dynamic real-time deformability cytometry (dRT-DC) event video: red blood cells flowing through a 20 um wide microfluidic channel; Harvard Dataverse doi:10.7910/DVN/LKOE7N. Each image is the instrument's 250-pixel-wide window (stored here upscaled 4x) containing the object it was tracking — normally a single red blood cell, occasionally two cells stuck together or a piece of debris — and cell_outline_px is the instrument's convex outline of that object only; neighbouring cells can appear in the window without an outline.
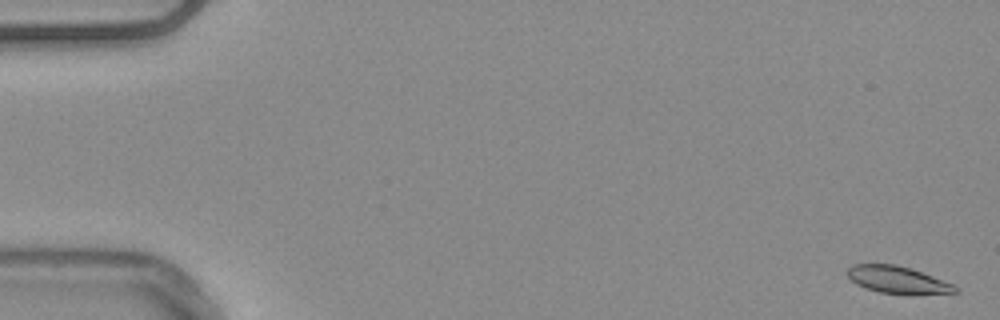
{"species": "common noctule bat (a hibernating species)", "species_latin": "Nyctalus noctula", "temperature_condition": "warm", "stored_images_in_passage": 54, "camera_frame_rate_fps": 3000, "um_per_image_px": 0.085, "animal": {"sex": "male", "body_mass_g": 20.4}, "frame": {"image": 1, "passage_image": 1, "time_ms": 0.0, "image_size_px": [1000, 320], "cell_outline_px": [[960, 292], [880, 292], [864, 288], [856, 284], [848, 276], [848, 268], [852, 264], [896, 264], [912, 268], [952, 284], [960, 288]], "centroid_in_image_um": [76.23, 23.73], "position_along_channel_um": 8.8, "area_um2": 16.36}}
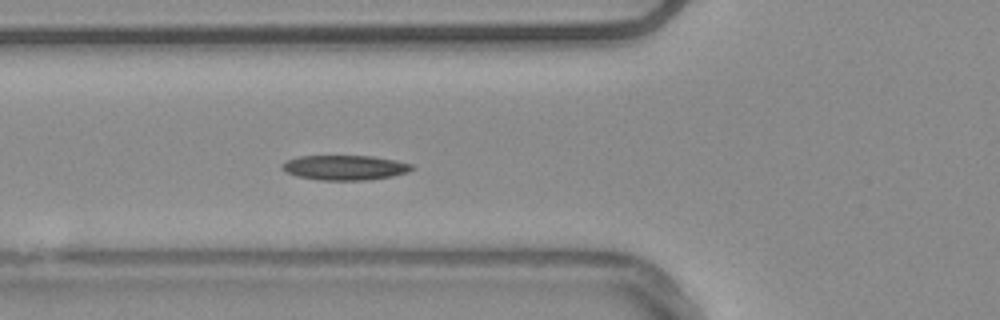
{"frame": {"image": 2, "passage_image": 20, "time_ms": 6.333, "image_size_px": [1000, 320], "cell_outline_px": [[416, 168], [408, 172], [392, 176], [364, 180], [320, 180], [296, 176], [280, 168], [280, 164], [288, 160], [300, 156], [372, 156], [396, 160], [412, 164]], "centroid_in_image_um": [29.33, 14.24], "position_along_channel_um": 96.5, "area_um2": 18.79}}
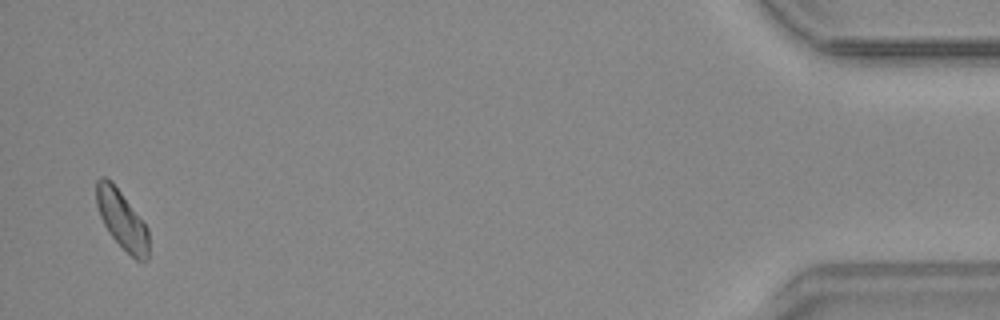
{"frame": {"image": 3, "passage_image": 53, "time_ms": 17.333, "image_size_px": [1000, 320], "cell_outline_px": [[148, 260], [136, 260], [108, 232], [100, 216], [96, 204], [96, 180], [100, 176], [104, 176], [112, 180], [148, 228]], "centroid_in_image_um": [10.34, 18.62], "position_along_channel_um": 424.9, "area_um2": 17.74}, "authors_computed_cell_mechanics": {"area_um2": 18.0625, "velocity_mm_per_s": 3.7509, "shape_relaxation_time_tau1_ms": 4.1587, "shape_relaxation_time_tau2_ms": null, "deformation_change_tau1": 0.0947, "deformation_change_tau2": null}}